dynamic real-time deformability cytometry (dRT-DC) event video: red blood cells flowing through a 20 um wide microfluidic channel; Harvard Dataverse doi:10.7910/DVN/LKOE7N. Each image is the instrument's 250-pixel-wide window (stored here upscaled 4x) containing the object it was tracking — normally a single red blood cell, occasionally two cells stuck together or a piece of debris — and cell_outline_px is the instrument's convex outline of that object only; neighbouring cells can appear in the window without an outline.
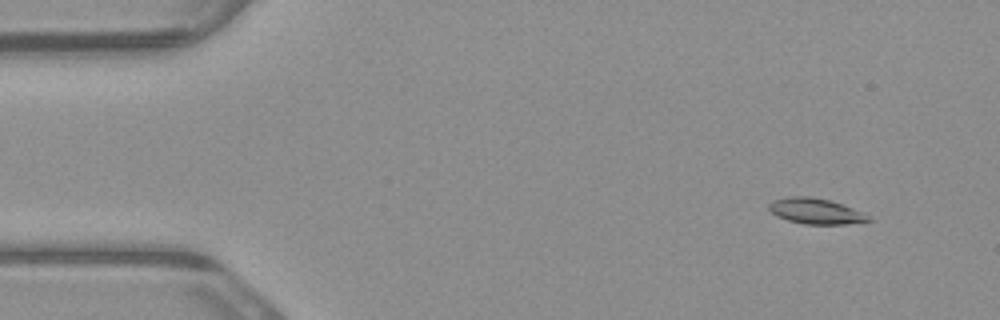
{"species": "common noctule bat (a hibernating species)", "species_latin": "Nyctalus noctula", "temperature_condition": "warm", "stored_images_in_passage": 5, "camera_frame_rate_fps": 3000, "um_per_image_px": 0.085, "animal": {"sex": "male", "body_mass_g": 23.1, "forearm_length_mm": 52.7}, "frame": {"image": 1, "passage_image": 2, "time_ms": 0.333, "image_size_px": [1000, 320], "cell_outline_px": [[872, 220], [844, 224], [804, 224], [788, 220], [776, 216], [768, 208], [768, 204], [772, 200], [788, 196], [808, 196], [828, 200], [852, 208], [868, 216]], "centroid_in_image_um": [69.25, 17.94], "position_along_channel_um": 15.7, "area_um2": 14.62}}
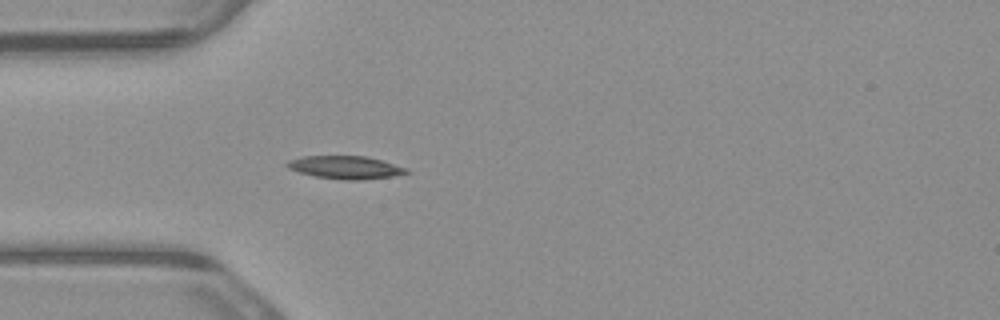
{"frame": {"image": 2, "passage_image": 5, "time_ms": 1.333, "image_size_px": [1000, 320], "cell_outline_px": [[412, 172], [392, 176], [360, 180], [344, 180], [316, 176], [300, 172], [288, 168], [284, 164], [288, 160], [304, 156], [368, 156], [408, 168]], "centroid_in_image_um": [29.39, 14.22], "position_along_channel_um": 55.6, "area_um2": 15.95}}